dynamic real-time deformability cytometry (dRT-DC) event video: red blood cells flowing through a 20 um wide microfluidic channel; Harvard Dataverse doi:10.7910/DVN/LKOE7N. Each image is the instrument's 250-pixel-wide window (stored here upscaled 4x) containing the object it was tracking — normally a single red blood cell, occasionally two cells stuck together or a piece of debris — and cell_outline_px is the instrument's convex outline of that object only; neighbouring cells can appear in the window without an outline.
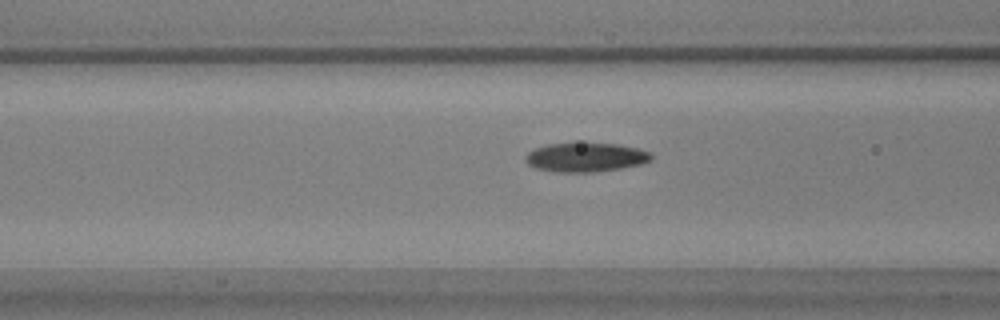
{"species": "common noctule bat (a hibernating species)", "species_latin": "Nyctalus noctula", "temperature_condition": "warm", "stored_images_in_passage": 35, "camera_frame_rate_fps": 3000, "um_per_image_px": 0.085, "animal": {"sex": "male", "body_mass_g": 17.9, "forearm_length_mm": 54.2}, "frame": {"image": 1, "passage_image": 5, "time_ms": 1.333, "image_size_px": [1000, 320], "cell_outline_px": [[652, 160], [640, 164], [620, 168], [596, 172], [556, 172], [536, 168], [528, 164], [524, 160], [524, 156], [528, 152], [536, 148], [548, 144], [616, 144], [636, 148], [652, 152]], "centroid_in_image_um": [49.77, 13.38], "position_along_channel_um": 116.8, "area_um2": 21.1}}
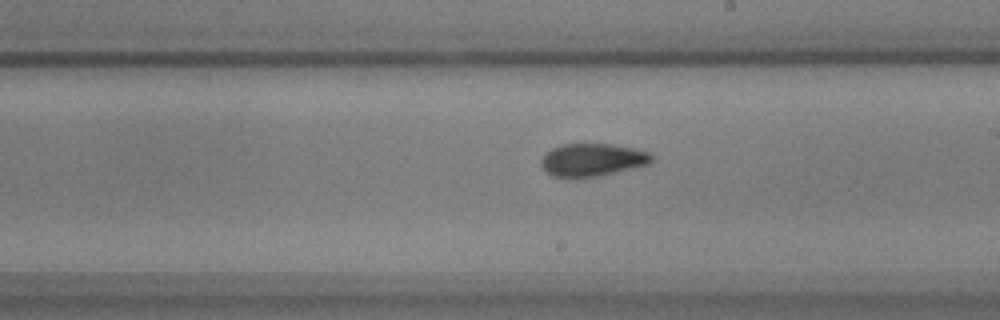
{"frame": {"image": 2, "passage_image": 15, "time_ms": 4.667, "image_size_px": [1000, 320], "cell_outline_px": [[652, 160], [648, 164], [600, 176], [568, 180], [552, 176], [540, 164], [540, 160], [552, 148], [560, 144], [608, 144], [636, 148], [648, 152], [652, 156]], "centroid_in_image_um": [50.31, 13.61], "position_along_channel_um": 238.7, "area_um2": 21.39}}
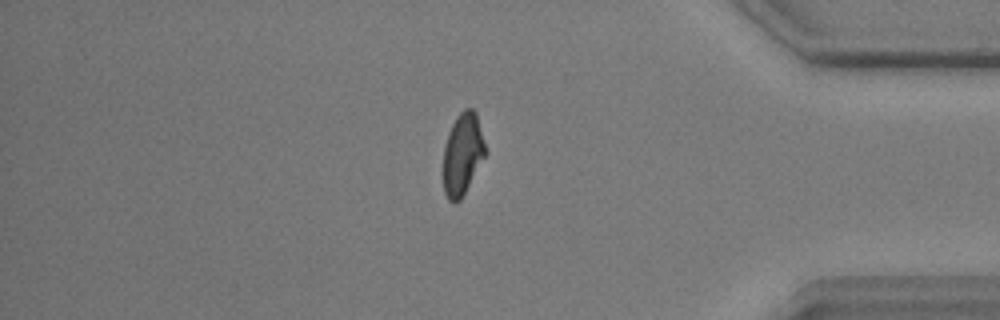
{"frame": {"image": 3, "passage_image": 30, "time_ms": 9.667, "image_size_px": [1000, 320], "cell_outline_px": [[484, 156], [460, 200], [456, 204], [448, 200], [444, 192], [444, 148], [448, 132], [456, 116], [464, 108], [472, 108], [476, 112], [484, 144]], "centroid_in_image_um": [39.28, 13.08], "position_along_channel_um": 395.9, "area_um2": 19.54}, "authors_computed_cell_mechanics": {"area_um2": 20.9236, "velocity_mm_per_s": 3.6606, "shape_relaxation_time_tau1_ms": 4.5089, "shape_relaxation_time_tau2_ms": 2.8348, "deformation_change_tau1": 0.197, "deformation_change_tau2": 0.0889}}